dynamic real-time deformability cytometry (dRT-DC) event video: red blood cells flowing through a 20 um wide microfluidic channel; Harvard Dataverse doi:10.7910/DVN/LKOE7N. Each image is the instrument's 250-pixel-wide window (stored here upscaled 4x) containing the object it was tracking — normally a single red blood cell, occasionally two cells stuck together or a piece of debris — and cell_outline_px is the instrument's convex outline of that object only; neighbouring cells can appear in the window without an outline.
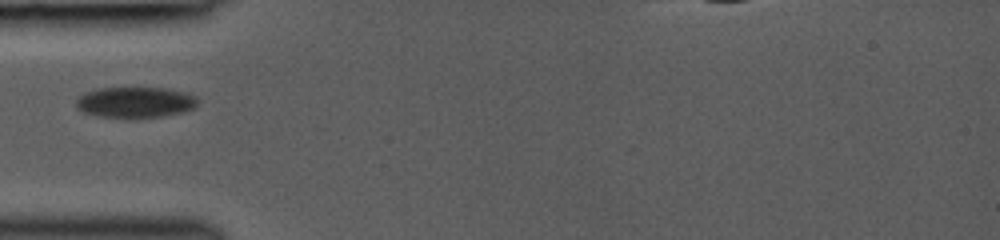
{"species": "common noctule bat (a hibernating species)", "species_latin": "Nyctalus noctula", "temperature_condition": "room temperature", "stored_images_in_passage": 7, "camera_frame_rate_fps": 3000, "um_per_image_px": 0.085, "animal": {"sex": "female", "body_mass_g": 19.0, "forearm_length_mm": 53.3}, "frame": {"image": 1, "passage_image": 1, "time_ms": 0.0, "image_size_px": [1000, 240], "cell_outline_px": [[196, 108], [184, 112], [164, 116], [132, 120], [128, 120], [96, 116], [84, 112], [76, 108], [76, 96], [84, 92], [96, 88], [164, 88], [184, 92], [196, 96]], "centroid_in_image_um": [11.44, 8.73], "position_along_channel_um": 73.6, "area_um2": 22.66}}